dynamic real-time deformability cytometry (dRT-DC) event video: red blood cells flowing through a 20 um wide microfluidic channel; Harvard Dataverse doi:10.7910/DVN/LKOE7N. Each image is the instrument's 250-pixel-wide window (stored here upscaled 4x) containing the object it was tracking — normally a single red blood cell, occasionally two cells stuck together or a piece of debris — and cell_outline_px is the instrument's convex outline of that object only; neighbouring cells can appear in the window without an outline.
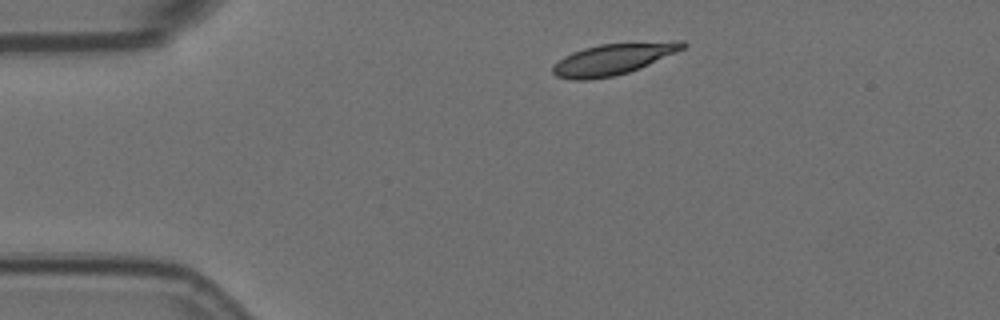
{"species": "Egyptian fruit bat (a non-hibernating species)", "species_latin": "Rousettus aegyptiacus", "temperature_condition": "room temperature", "stored_images_in_passage": 3, "camera_frame_rate_fps": 3000, "um_per_image_px": 0.085, "animal": {"sex": "female"}, "frame": {"image": 1, "passage_image": 1, "time_ms": 0.0, "image_size_px": [1000, 320], "cell_outline_px": [[688, 44], [684, 48], [676, 52], [640, 68], [616, 76], [588, 80], [572, 80], [556, 76], [552, 72], [552, 68], [564, 56], [572, 52], [584, 48], [600, 44], [676, 40], [684, 40]], "centroid_in_image_um": [52.15, 5.01], "position_along_channel_um": 32.9, "area_um2": 23.76}}
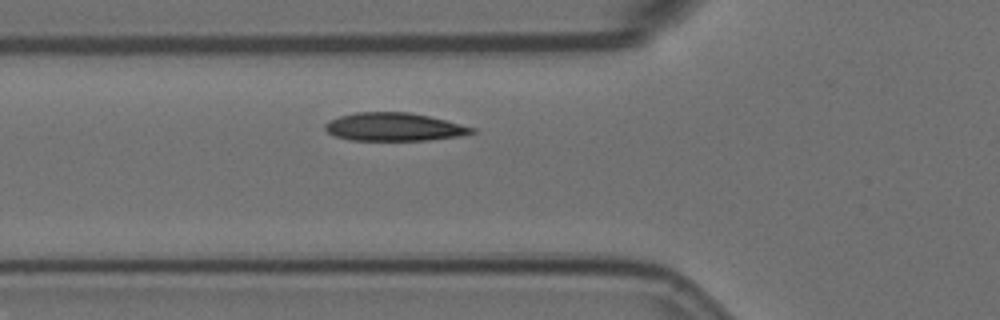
{"frame": {"image": 2, "passage_image": 3, "time_ms": 0.667, "image_size_px": [1000, 320], "cell_outline_px": [[476, 132], [460, 136], [428, 140], [348, 140], [336, 136], [328, 132], [324, 128], [324, 124], [328, 120], [340, 116], [356, 112], [408, 112], [428, 116], [476, 128]], "centroid_in_image_um": [33.47, 10.79], "position_along_channel_um": 92.3, "area_um2": 23.99}}